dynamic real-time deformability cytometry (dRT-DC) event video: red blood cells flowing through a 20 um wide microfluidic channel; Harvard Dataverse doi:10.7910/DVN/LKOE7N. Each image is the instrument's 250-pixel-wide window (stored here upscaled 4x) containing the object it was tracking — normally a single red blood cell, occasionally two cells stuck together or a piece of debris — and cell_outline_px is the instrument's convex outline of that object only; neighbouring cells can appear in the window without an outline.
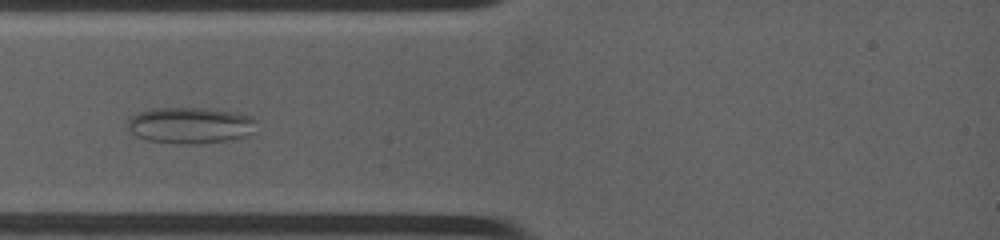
{"species": "common noctule bat (a hibernating species)", "species_latin": "Nyctalus noctula", "temperature_condition": "warm", "stored_images_in_passage": 12, "camera_frame_rate_fps": 4500, "um_per_image_px": 0.085, "animal": {"sex": "female", "body_mass_g": 19.0, "forearm_length_mm": 53.3}, "frame": {"image": 1, "passage_image": 3, "time_ms": 2.0, "image_size_px": [1000, 240], "cell_outline_px": [[256, 120], [252, 132], [244, 136], [228, 140], [200, 144], [176, 144], [148, 140], [136, 136], [128, 128], [128, 120], [132, 116], [140, 112], [152, 108], [204, 108], [232, 112], [252, 116]], "centroid_in_image_um": [16.15, 10.66], "position_along_channel_um": 68.8, "area_um2": 27.11}}
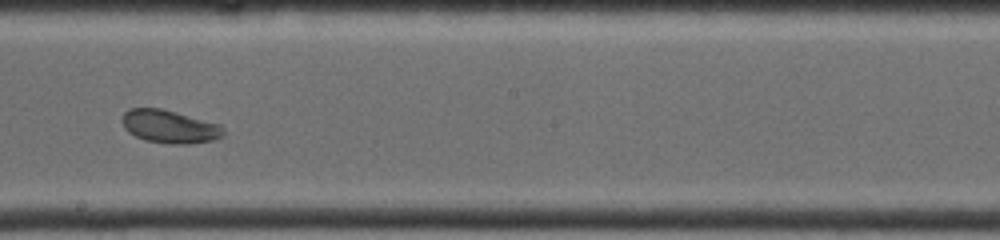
{"frame": {"image": 2, "passage_image": 7, "time_ms": 6.222, "image_size_px": [1000, 240], "cell_outline_px": [[224, 136], [212, 140], [188, 144], [172, 144], [144, 140], [128, 132], [124, 128], [120, 120], [124, 112], [128, 108], [160, 108], [176, 112], [220, 124], [224, 128]], "centroid_in_image_um": [14.39, 10.75], "position_along_channel_um": 233.8, "area_um2": 19.65}}
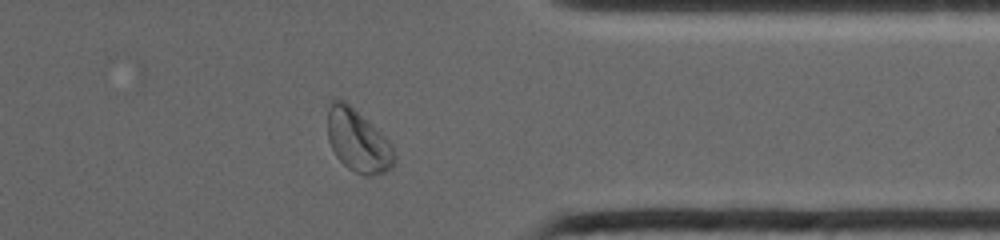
{"frame": {"image": 3, "passage_image": 11, "time_ms": 10.222, "image_size_px": [1000, 240], "cell_outline_px": [[396, 160], [392, 168], [384, 172], [368, 176], [364, 176], [348, 168], [336, 156], [328, 140], [328, 104], [332, 100], [344, 100], [380, 132], [392, 144], [396, 156]], "centroid_in_image_um": [30.43, 11.99], "position_along_channel_um": 381.0, "area_um2": 24.16}, "authors_computed_cell_mechanics": {"area_um2": 20.808, "velocity_mm_per_s": 3.9115, "shape_relaxation_time_tau1_ms": 5.5227, "shape_relaxation_time_tau2_ms": 1.5465, "deformation_change_tau1": 0.0632, "deformation_change_tau2": 0.0511}}